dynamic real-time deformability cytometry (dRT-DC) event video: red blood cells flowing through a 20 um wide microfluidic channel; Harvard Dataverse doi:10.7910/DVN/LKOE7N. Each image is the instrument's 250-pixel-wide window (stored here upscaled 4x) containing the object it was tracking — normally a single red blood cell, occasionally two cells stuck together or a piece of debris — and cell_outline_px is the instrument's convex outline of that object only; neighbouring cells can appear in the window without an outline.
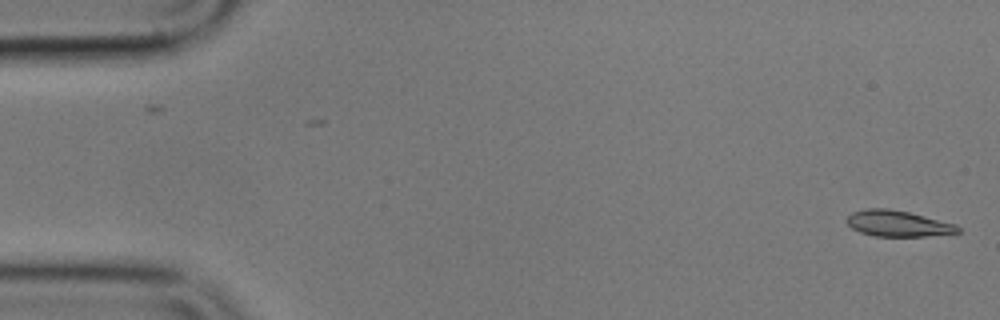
{"species": "common noctule bat (a hibernating species)", "species_latin": "Nyctalus noctula", "temperature_condition": "cold", "stored_images_in_passage": 55, "camera_frame_rate_fps": 3000, "um_per_image_px": 0.085, "animal": {"sex": "male", "body_mass_g": 17.9}, "frame": {"image": 1, "passage_image": 1, "time_ms": 0.0, "image_size_px": [1000, 320], "cell_outline_px": [[960, 232], [924, 236], [876, 236], [860, 232], [852, 228], [848, 224], [848, 216], [852, 212], [868, 208], [888, 208], [908, 212], [956, 224], [960, 228]], "centroid_in_image_um": [76.32, 18.99], "position_along_channel_um": 8.7, "area_um2": 16.59}}
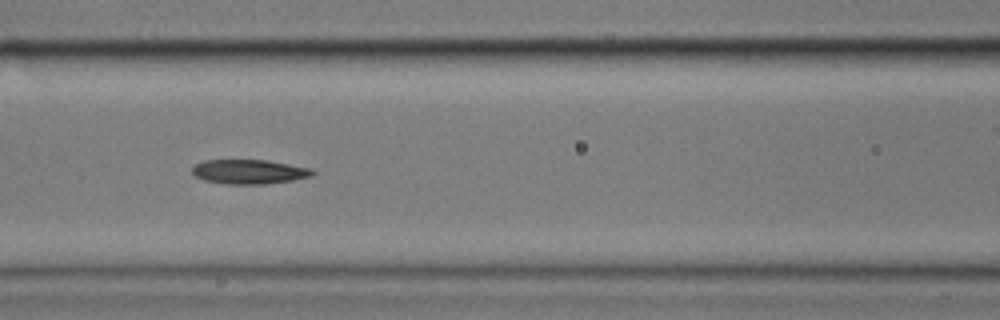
{"frame": {"image": 2, "passage_image": 23, "time_ms": 7.333, "image_size_px": [1000, 320], "cell_outline_px": [[316, 172], [312, 176], [292, 180], [264, 184], [224, 184], [204, 180], [196, 176], [192, 172], [192, 168], [196, 164], [204, 160], [268, 160], [312, 168]], "centroid_in_image_um": [21.2, 14.59], "position_along_channel_um": 145.4, "area_um2": 17.17}}
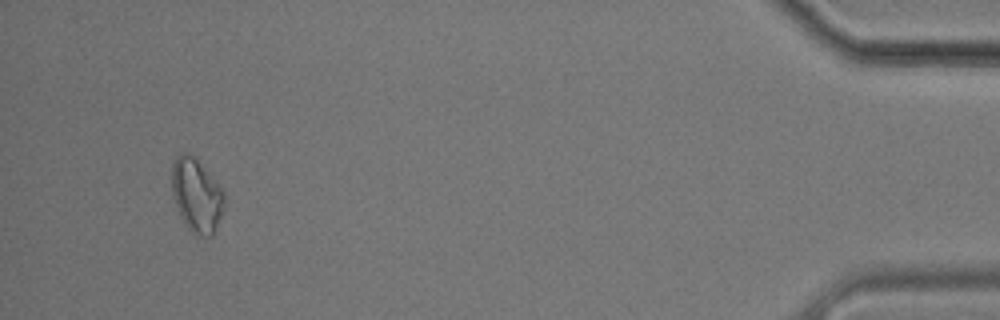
{"frame": {"image": 3, "passage_image": 52, "time_ms": 17.0, "image_size_px": [1000, 320], "cell_outline_px": [[224, 208], [216, 228], [212, 236], [196, 236], [188, 228], [180, 216], [172, 192], [172, 164], [176, 156], [180, 152], [188, 152], [196, 156], [220, 184], [224, 192]], "centroid_in_image_um": [16.72, 16.55], "position_along_channel_um": 418.5, "area_um2": 22.95}, "authors_computed_cell_mechanics": {"area_um2": 17.5712, "velocity_mm_per_s": 3.5819, "shape_relaxation_time_tau1_ms": 9.1544, "shape_relaxation_time_tau2_ms": null, "deformation_change_tau1": 0.1858, "deformation_change_tau2": null}}